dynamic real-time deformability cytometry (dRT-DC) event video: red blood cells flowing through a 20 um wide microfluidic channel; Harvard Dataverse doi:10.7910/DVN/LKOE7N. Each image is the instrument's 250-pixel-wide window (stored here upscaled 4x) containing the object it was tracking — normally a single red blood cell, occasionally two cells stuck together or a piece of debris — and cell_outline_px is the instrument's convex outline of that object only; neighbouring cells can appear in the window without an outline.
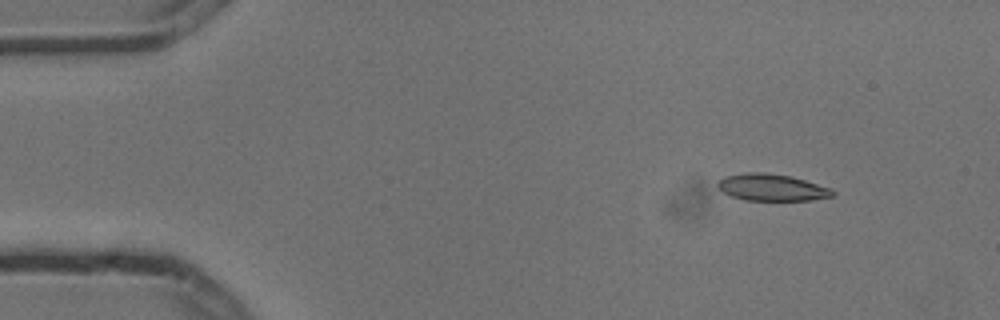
{"species": "common noctule bat (a hibernating species)", "species_latin": "Nyctalus noctula", "temperature_condition": "cold", "stored_images_in_passage": 7, "camera_frame_rate_fps": 3000, "um_per_image_px": 0.085, "animal": {"sex": "male", "body_mass_g": 13.3}, "frame": {"image": 1, "passage_image": 1, "time_ms": 0.0, "image_size_px": [1000, 320], "cell_outline_px": [[836, 192], [832, 196], [808, 200], [744, 200], [732, 196], [724, 192], [716, 184], [724, 176], [744, 172], [764, 172], [792, 176], [832, 188]], "centroid_in_image_um": [65.61, 15.92], "position_along_channel_um": 19.4, "area_um2": 17.98}}
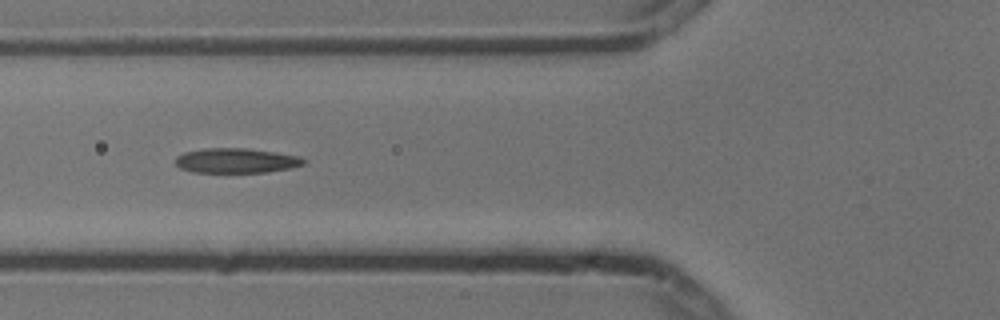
{"frame": {"image": 2, "passage_image": 5, "time_ms": 1.333, "image_size_px": [1000, 320], "cell_outline_px": [[304, 164], [288, 168], [264, 172], [192, 172], [180, 168], [176, 164], [176, 156], [184, 152], [204, 148], [244, 148], [300, 156], [304, 160]], "centroid_in_image_um": [20.02, 13.65], "position_along_channel_um": 105.8, "area_um2": 18.26}}
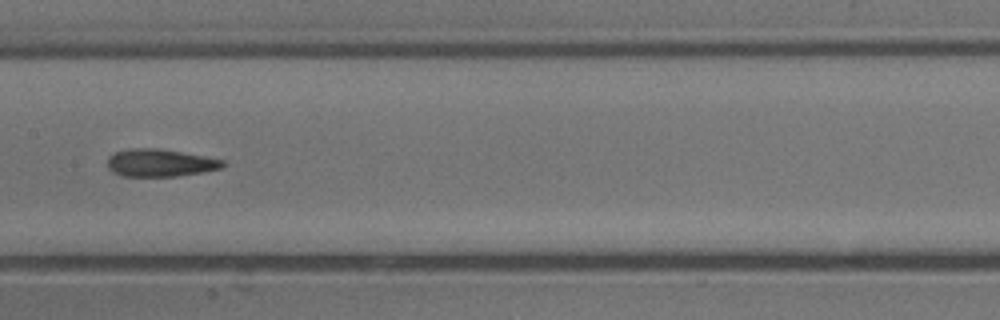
{"frame": {"image": 3, "passage_image": 7, "time_ms": 2.0, "image_size_px": [1000, 320], "cell_outline_px": [[228, 164], [224, 168], [204, 172], [176, 176], [120, 176], [112, 172], [108, 168], [108, 156], [116, 152], [128, 148], [156, 148], [204, 156], [224, 160]], "centroid_in_image_um": [13.63, 13.85], "position_along_channel_um": 193.8, "area_um2": 18.67}}